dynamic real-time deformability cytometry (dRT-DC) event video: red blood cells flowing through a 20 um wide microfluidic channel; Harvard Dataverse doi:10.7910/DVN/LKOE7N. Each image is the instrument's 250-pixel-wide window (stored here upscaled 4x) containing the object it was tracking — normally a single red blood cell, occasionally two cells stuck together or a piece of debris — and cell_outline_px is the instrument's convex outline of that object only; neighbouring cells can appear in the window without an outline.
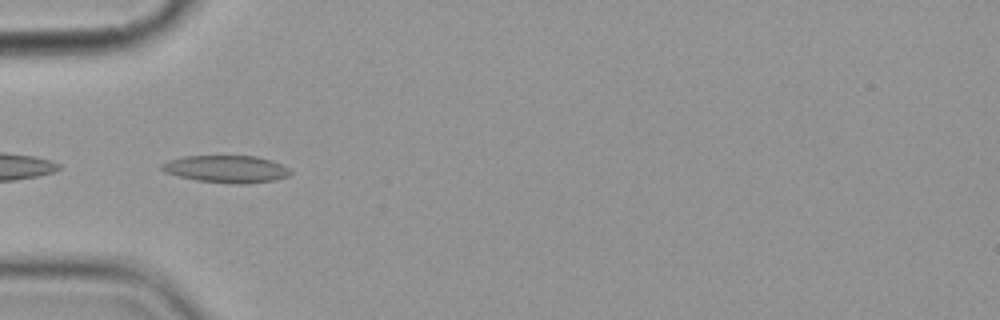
{"species": "common noctule bat (a hibernating species)", "species_latin": "Nyctalus noctula", "temperature_condition": "cold", "stored_images_in_passage": 6, "camera_frame_rate_fps": 3000, "um_per_image_px": 0.085, "animal": {"sex": "female", "body_mass_g": 19.9}, "frame": {"image": 1, "passage_image": 5, "time_ms": 5.0, "image_size_px": [1000, 320], "cell_outline_px": [[292, 172], [288, 176], [276, 180], [244, 184], [236, 184], [196, 180], [176, 176], [164, 172], [160, 168], [160, 164], [168, 160], [184, 156], [256, 156], [272, 160], [288, 168]], "centroid_in_image_um": [19.22, 14.37], "position_along_channel_um": 65.8, "area_um2": 20.58}}
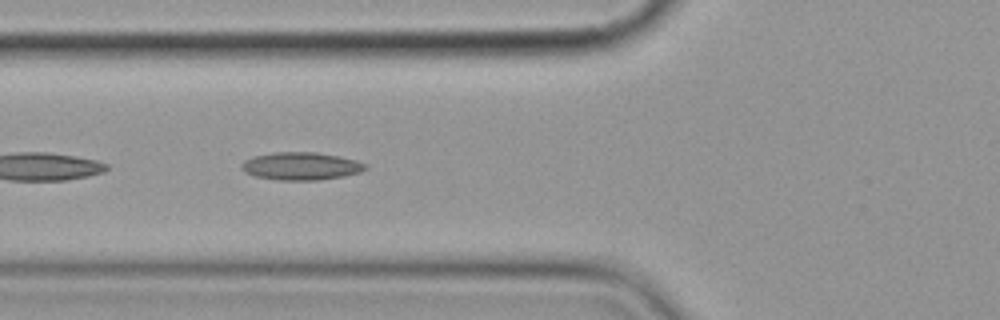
{"frame": {"image": 2, "passage_image": 6, "time_ms": 6.0, "image_size_px": [1000, 320], "cell_outline_px": [[368, 168], [360, 172], [344, 176], [320, 180], [276, 180], [256, 176], [244, 172], [240, 168], [240, 164], [244, 160], [256, 156], [276, 152], [316, 152], [340, 156], [356, 160], [368, 164]], "centroid_in_image_um": [25.61, 14.12], "position_along_channel_um": 100.2, "area_um2": 20.17}}